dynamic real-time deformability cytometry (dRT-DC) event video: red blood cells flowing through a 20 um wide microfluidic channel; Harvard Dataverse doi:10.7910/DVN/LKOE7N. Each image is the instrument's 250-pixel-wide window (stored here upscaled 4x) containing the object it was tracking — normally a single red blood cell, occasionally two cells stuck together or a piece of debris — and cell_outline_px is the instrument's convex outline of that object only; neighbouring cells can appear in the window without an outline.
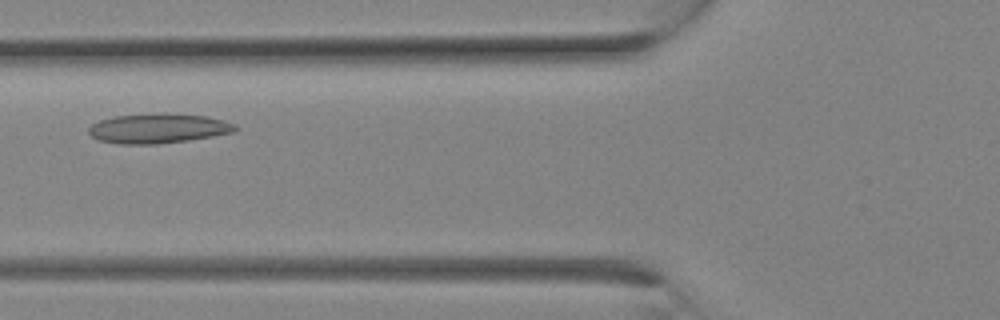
{"species": "Egyptian fruit bat (a non-hibernating species)", "species_latin": "Rousettus aegyptiacus", "temperature_condition": "room temperature", "stored_images_in_passage": 23, "camera_frame_rate_fps": 3000, "um_per_image_px": 0.085, "animal": {"sex": "female"}, "frame": {"image": 1, "passage_image": 6, "time_ms": 1.667, "image_size_px": [1000, 320], "cell_outline_px": [[240, 128], [232, 132], [212, 136], [188, 140], [156, 144], [116, 144], [96, 140], [88, 132], [88, 128], [92, 124], [100, 120], [116, 116], [168, 112], [208, 116], [224, 120], [236, 124]], "centroid_in_image_um": [13.45, 10.91], "position_along_channel_um": 112.3, "area_um2": 25.66}}
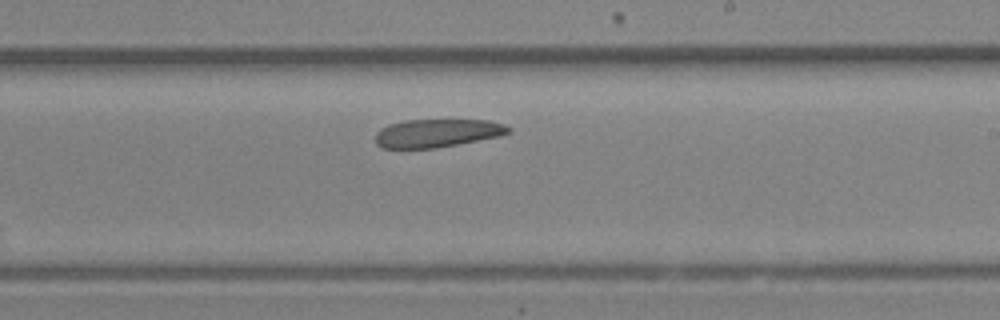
{"frame": {"image": 2, "passage_image": 12, "time_ms": 3.667, "image_size_px": [1000, 320], "cell_outline_px": [[512, 132], [500, 136], [436, 148], [384, 148], [376, 144], [376, 132], [380, 128], [388, 124], [404, 120], [488, 120], [504, 124], [512, 128]], "centroid_in_image_um": [37.17, 11.31], "position_along_channel_um": 251.8, "area_um2": 21.96}}
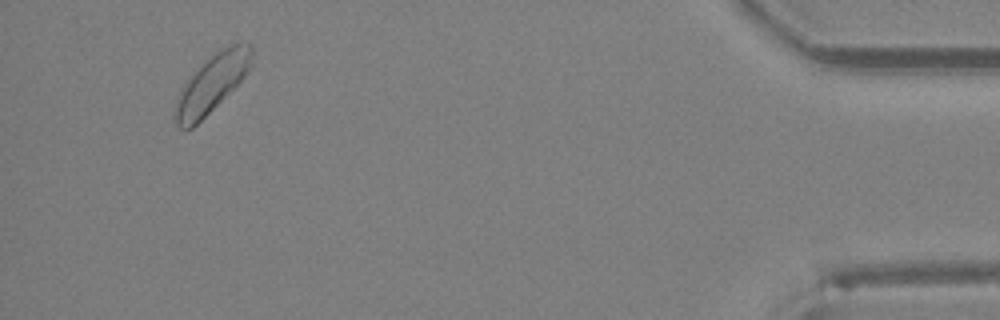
{"frame": {"image": 3, "passage_image": 22, "time_ms": 7.0, "image_size_px": [1000, 320], "cell_outline_px": [[252, 68], [192, 128], [184, 132], [176, 124], [176, 104], [180, 92], [184, 84], [216, 52], [232, 44], [248, 40], [252, 44]], "centroid_in_image_um": [18.06, 7.07], "position_along_channel_um": 417.1, "area_um2": 24.68}}